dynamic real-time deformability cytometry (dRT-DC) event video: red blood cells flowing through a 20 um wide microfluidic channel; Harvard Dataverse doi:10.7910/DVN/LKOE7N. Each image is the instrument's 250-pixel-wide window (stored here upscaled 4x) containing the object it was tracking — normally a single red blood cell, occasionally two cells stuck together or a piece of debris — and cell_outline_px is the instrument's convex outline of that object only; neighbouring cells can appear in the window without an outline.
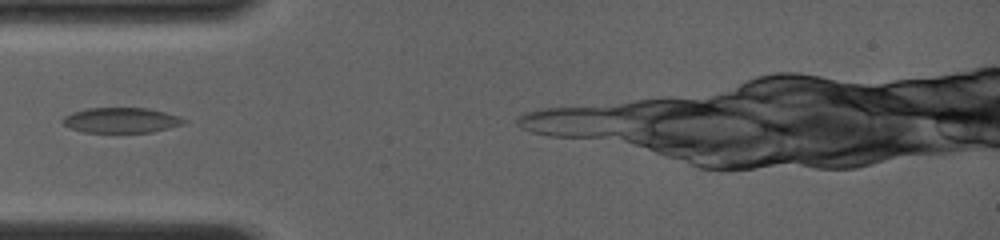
{"species": "common noctule bat (a hibernating species)", "species_latin": "Nyctalus noctula", "temperature_condition": "room temperature", "stored_images_in_passage": 21, "camera_frame_rate_fps": 4000, "um_per_image_px": 0.085, "animal": {"sex": "female", "body_mass_g": 19.0, "forearm_length_mm": 56.7}, "frame": {"image": 1, "passage_image": 1, "time_ms": 0.0, "image_size_px": [1000, 240], "cell_outline_px": [[188, 120], [184, 124], [152, 132], [84, 132], [72, 128], [64, 124], [60, 120], [64, 116], [72, 112], [84, 108], [148, 108], [180, 116]], "centroid_in_image_um": [10.31, 10.21], "position_along_channel_um": 74.7, "area_um2": 17.86}}
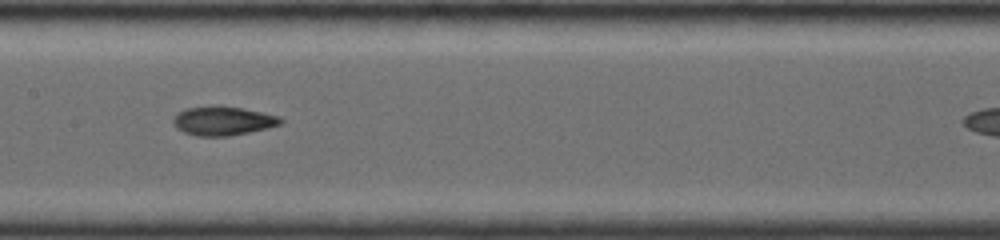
{"frame": {"image": 2, "passage_image": 10, "time_ms": 2.75, "image_size_px": [1000, 240], "cell_outline_px": [[284, 124], [268, 128], [228, 136], [196, 136], [184, 132], [176, 128], [172, 124], [172, 120], [180, 112], [188, 108], [240, 108], [280, 116], [284, 120]], "centroid_in_image_um": [19.0, 10.32], "position_along_channel_um": 188.4, "area_um2": 17.51}}
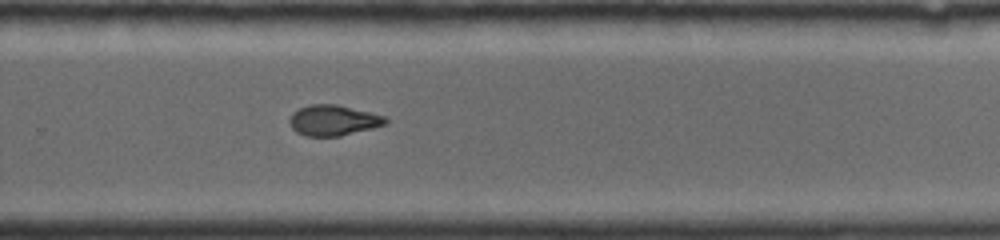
{"frame": {"image": 3, "passage_image": 20, "time_ms": 5.5, "image_size_px": [1000, 240], "cell_outline_px": [[388, 124], [340, 136], [304, 136], [296, 132], [292, 128], [288, 120], [292, 112], [300, 108], [312, 104], [336, 104], [384, 116], [388, 120]], "centroid_in_image_um": [28.3, 10.23], "position_along_channel_um": 301.5, "area_um2": 17.05}}